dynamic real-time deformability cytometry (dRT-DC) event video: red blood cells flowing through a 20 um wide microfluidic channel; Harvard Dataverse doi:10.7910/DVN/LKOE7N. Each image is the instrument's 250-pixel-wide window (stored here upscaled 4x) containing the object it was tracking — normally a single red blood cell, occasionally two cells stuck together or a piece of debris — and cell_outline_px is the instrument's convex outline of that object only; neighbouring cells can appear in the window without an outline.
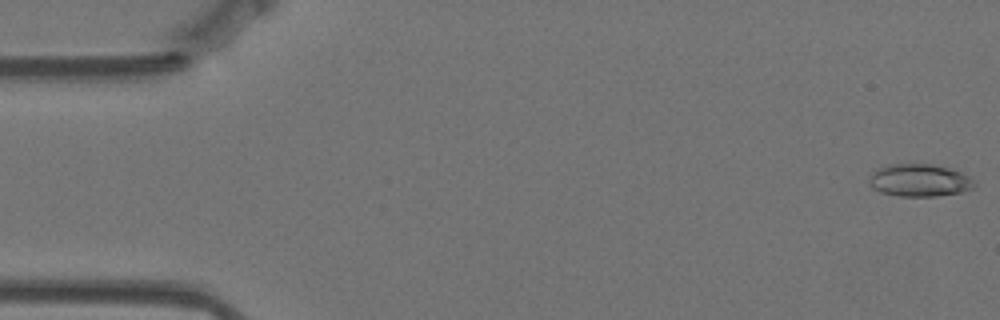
{"species": "Egyptian fruit bat (a non-hibernating species)", "species_latin": "Rousettus aegyptiacus", "temperature_condition": "warm", "stored_images_in_passage": 57, "camera_frame_rate_fps": 3000, "um_per_image_px": 0.085, "animal": {"sex": "female"}, "frame": {"image": 1, "passage_image": 1, "time_ms": 0.0, "image_size_px": [1000, 320], "cell_outline_px": [[976, 184], [972, 188], [960, 192], [936, 196], [896, 196], [880, 192], [872, 188], [868, 184], [868, 172], [888, 164], [928, 164], [952, 168], [972, 176]], "centroid_in_image_um": [78.11, 15.32], "position_along_channel_um": 6.9, "area_um2": 20.4}}
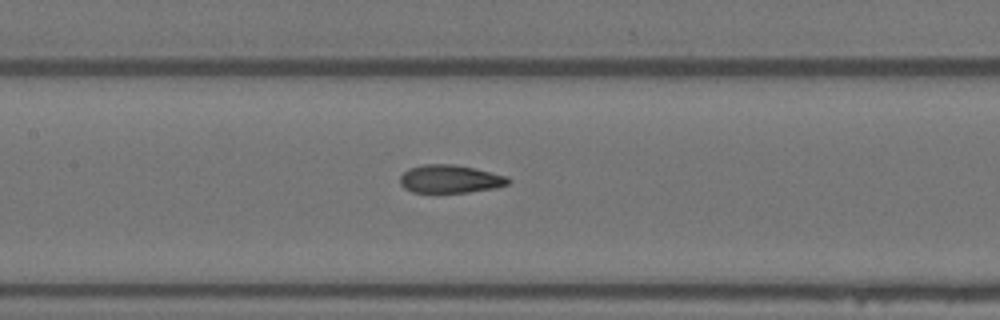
{"frame": {"image": 2, "passage_image": 26, "time_ms": 8.333, "image_size_px": [1000, 320], "cell_outline_px": [[512, 180], [508, 184], [496, 188], [468, 192], [412, 192], [404, 188], [400, 184], [400, 176], [408, 168], [424, 164], [452, 164], [472, 168], [508, 176]], "centroid_in_image_um": [38.26, 15.21], "position_along_channel_um": 169.1, "area_um2": 17.69}}
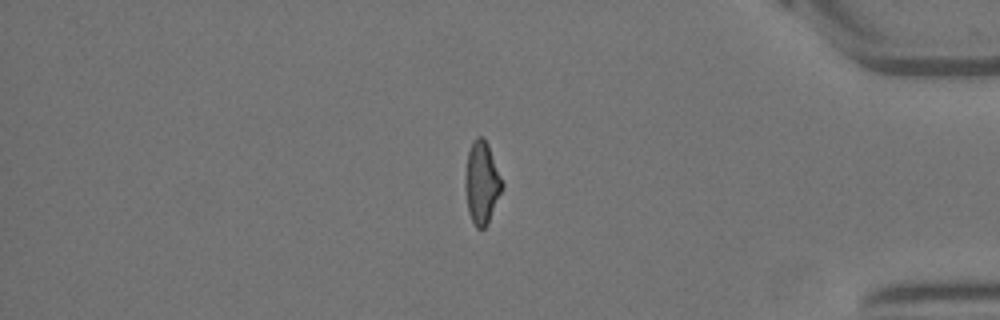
{"frame": {"image": 3, "passage_image": 48, "time_ms": 15.667, "image_size_px": [1000, 320], "cell_outline_px": [[504, 184], [488, 224], [484, 228], [476, 228], [468, 212], [464, 184], [464, 180], [468, 152], [472, 140], [476, 136], [484, 136], [488, 144]], "centroid_in_image_um": [40.94, 15.5], "position_along_channel_um": 394.3, "area_um2": 17.86}, "authors_computed_cell_mechanics": {"area_um2": 18.0336, "velocity_mm_per_s": 3.5259, "shape_relaxation_time_tau1_ms": 5.37, "shape_relaxation_time_tau2_ms": 1.9808, "deformation_change_tau1": 0.1837, "deformation_change_tau2": 0.1017}}